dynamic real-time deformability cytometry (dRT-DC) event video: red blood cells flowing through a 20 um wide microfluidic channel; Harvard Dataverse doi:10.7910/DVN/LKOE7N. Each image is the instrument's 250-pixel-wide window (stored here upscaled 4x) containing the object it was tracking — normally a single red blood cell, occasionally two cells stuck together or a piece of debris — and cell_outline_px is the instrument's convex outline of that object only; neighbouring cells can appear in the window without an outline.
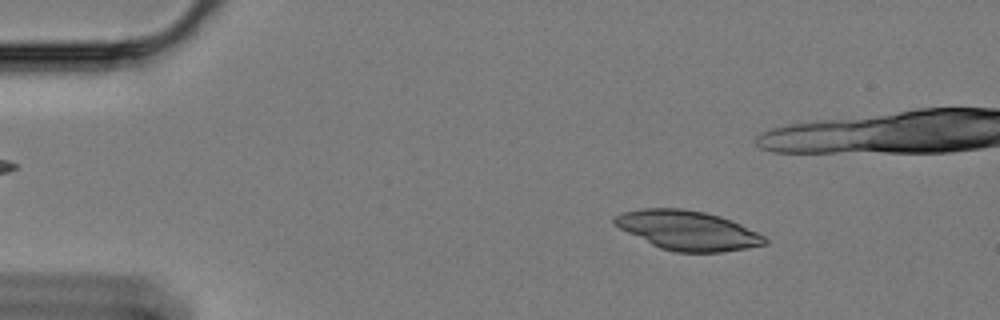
{"species": "Egyptian fruit bat (a non-hibernating species)", "species_latin": "Rousettus aegyptiacus", "temperature_condition": "cold", "stored_images_in_passage": 7, "camera_frame_rate_fps": 3000, "um_per_image_px": 0.085, "animal": {"sex": "female"}, "frame": {"image": 1, "passage_image": 4, "time_ms": 1.0, "image_size_px": [1000, 320], "cell_outline_px": [[768, 240], [764, 244], [744, 248], [720, 252], [676, 252], [660, 248], [612, 224], [612, 216], [624, 212], [640, 208], [680, 208], [704, 212], [720, 216], [732, 220], [764, 236]], "centroid_in_image_um": [58.41, 19.57], "position_along_channel_um": 26.6, "area_um2": 34.16}}